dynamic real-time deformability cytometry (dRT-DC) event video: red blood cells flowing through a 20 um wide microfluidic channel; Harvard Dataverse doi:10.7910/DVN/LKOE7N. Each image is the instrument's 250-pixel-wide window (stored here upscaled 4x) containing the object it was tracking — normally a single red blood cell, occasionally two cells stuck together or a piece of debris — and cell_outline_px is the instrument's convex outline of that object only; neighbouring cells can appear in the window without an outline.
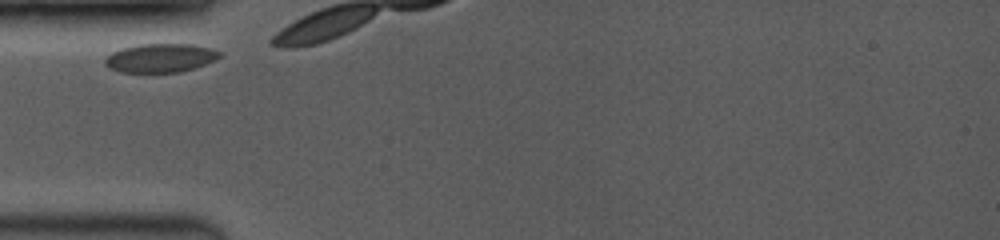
{"species": "common noctule bat (a hibernating species)", "species_latin": "Nyctalus noctula", "temperature_condition": "room temperature", "stored_images_in_passage": 3, "camera_frame_rate_fps": 3500, "um_per_image_px": 0.085, "animal": {"sex": "female", "body_mass_g": 19.0, "forearm_length_mm": 53.3}, "frame": {"image": 1, "passage_image": 1, "time_ms": 0.0, "image_size_px": [1000, 240], "cell_outline_px": [[220, 56], [216, 60], [196, 68], [180, 72], [120, 72], [104, 64], [104, 60], [112, 52], [136, 44], [192, 44], [212, 48], [220, 52]], "centroid_in_image_um": [13.67, 4.92], "position_along_channel_um": 71.3, "area_um2": 19.19}}